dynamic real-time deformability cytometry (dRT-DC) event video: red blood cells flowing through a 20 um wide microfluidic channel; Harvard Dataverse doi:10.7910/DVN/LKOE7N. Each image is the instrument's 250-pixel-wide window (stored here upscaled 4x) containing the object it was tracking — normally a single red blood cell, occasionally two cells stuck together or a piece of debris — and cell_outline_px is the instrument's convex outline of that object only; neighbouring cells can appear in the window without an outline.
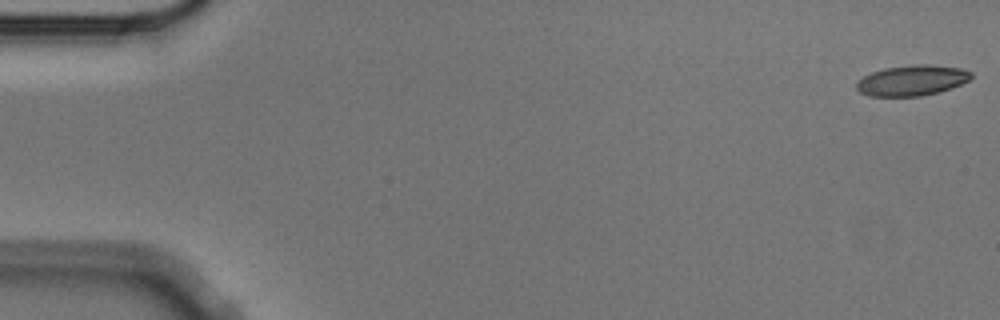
{"species": "Egyptian fruit bat (a non-hibernating species)", "species_latin": "Rousettus aegyptiacus", "temperature_condition": "cold", "stored_images_in_passage": 48, "camera_frame_rate_fps": 3000, "um_per_image_px": 0.085, "animal": {"sex": "male"}, "frame": {"image": 1, "passage_image": 1, "time_ms": 0.0, "image_size_px": [1000, 320], "cell_outline_px": [[972, 76], [968, 80], [952, 88], [940, 92], [920, 96], [868, 96], [860, 92], [856, 88], [856, 80], [872, 72], [884, 68], [912, 64], [932, 64], [960, 68], [972, 72]], "centroid_in_image_um": [77.5, 6.83], "position_along_channel_um": 7.5, "area_um2": 20.58}}
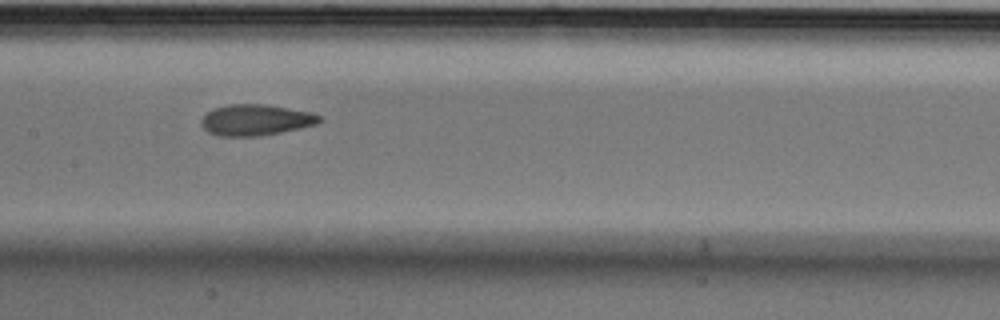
{"frame": {"image": 2, "passage_image": 28, "time_ms": 9.0, "image_size_px": [1000, 320], "cell_outline_px": [[324, 120], [316, 124], [300, 128], [260, 136], [220, 136], [208, 132], [200, 124], [200, 120], [208, 112], [216, 108], [228, 104], [264, 104], [312, 112], [324, 116]], "centroid_in_image_um": [21.78, 10.19], "position_along_channel_um": 185.6, "area_um2": 21.44}}
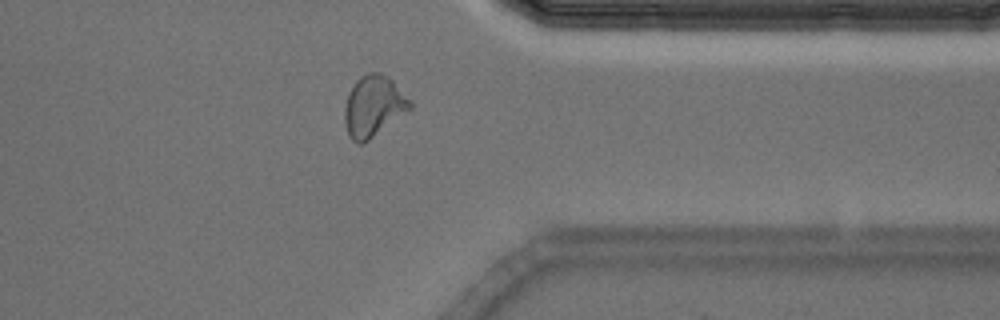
{"frame": {"image": 3, "passage_image": 45, "time_ms": 14.667, "image_size_px": [1000, 320], "cell_outline_px": [[412, 108], [368, 140], [360, 144], [356, 144], [348, 136], [344, 124], [344, 108], [348, 92], [356, 80], [360, 76], [368, 72], [380, 72], [388, 76], [412, 100]], "centroid_in_image_um": [31.73, 9.01], "position_along_channel_um": 379.7, "area_um2": 23.47}, "authors_computed_cell_mechanics": {"area_um2": 21.2415, "velocity_mm_per_s": 3.5419, "shape_relaxation_time_tau1_ms": 9.3222, "shape_relaxation_time_tau2_ms": 1.9593, "deformation_change_tau1": 0.1866, "deformation_change_tau2": 0.0768}}